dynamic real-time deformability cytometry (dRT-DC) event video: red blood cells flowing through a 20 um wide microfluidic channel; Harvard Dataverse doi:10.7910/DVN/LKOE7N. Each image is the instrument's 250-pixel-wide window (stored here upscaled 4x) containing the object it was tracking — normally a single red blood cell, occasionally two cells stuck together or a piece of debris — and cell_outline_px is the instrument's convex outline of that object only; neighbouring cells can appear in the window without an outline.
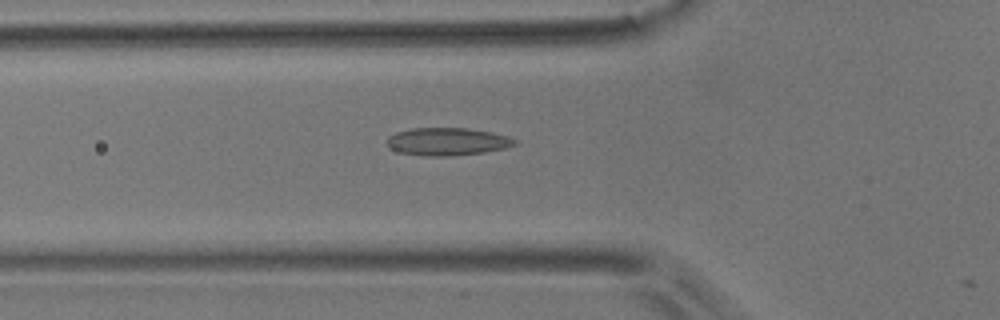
{"species": "common noctule bat (a hibernating species)", "species_latin": "Nyctalus noctula", "temperature_condition": "room temperature", "stored_images_in_passage": 19, "camera_frame_rate_fps": 3000, "um_per_image_px": 0.085, "animal": {"sex": "male", "body_mass_g": 17.9}, "frame": {"image": 1, "passage_image": 18, "time_ms": 5.667, "image_size_px": [1000, 320], "cell_outline_px": [[516, 144], [504, 148], [484, 152], [452, 156], [424, 156], [400, 152], [388, 148], [388, 136], [396, 132], [412, 128], [468, 128], [492, 132], [508, 136], [516, 140]], "centroid_in_image_um": [38.01, 12.03], "position_along_channel_um": 87.8, "area_um2": 20.63}}